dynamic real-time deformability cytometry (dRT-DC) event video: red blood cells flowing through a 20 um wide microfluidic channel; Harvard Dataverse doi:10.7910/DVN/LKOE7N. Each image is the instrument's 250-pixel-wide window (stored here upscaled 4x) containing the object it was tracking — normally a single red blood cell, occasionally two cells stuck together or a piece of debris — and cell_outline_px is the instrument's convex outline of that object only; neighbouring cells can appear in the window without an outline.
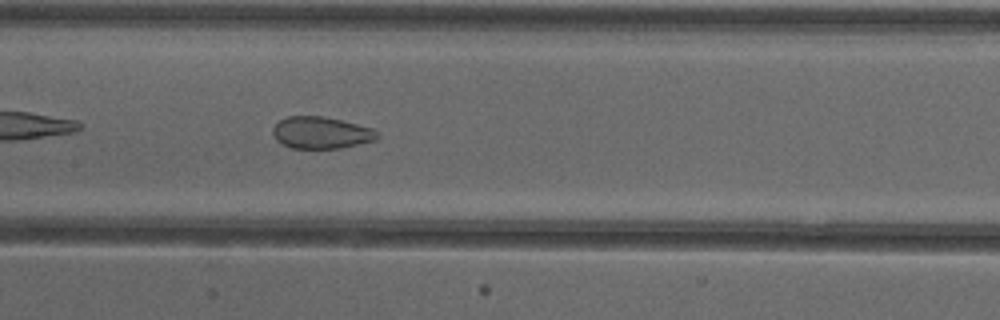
{"species": "common noctule bat (a hibernating species)", "species_latin": "Nyctalus noctula", "temperature_condition": "cold", "stored_images_in_passage": 37, "camera_frame_rate_fps": 3000, "um_per_image_px": 0.085, "animal": {"sex": "female"}, "frame": {"image": 1, "passage_image": 11, "time_ms": 3.333, "image_size_px": [1000, 320], "cell_outline_px": [[380, 136], [376, 140], [340, 148], [292, 148], [280, 144], [276, 140], [272, 132], [272, 128], [280, 120], [288, 116], [324, 116], [372, 128], [380, 132]], "centroid_in_image_um": [27.29, 11.28], "position_along_channel_um": 180.1, "area_um2": 19.48}, "authors_computed_cell_mechanics": {"area_um2": 21.1548, "velocity_mm_per_s": 3.9145, "shape_relaxation_time_tau1_ms": null, "shape_relaxation_time_tau2_ms": 1.1913, "deformation_change_tau1": null, "deformation_change_tau2": 0.0674}}